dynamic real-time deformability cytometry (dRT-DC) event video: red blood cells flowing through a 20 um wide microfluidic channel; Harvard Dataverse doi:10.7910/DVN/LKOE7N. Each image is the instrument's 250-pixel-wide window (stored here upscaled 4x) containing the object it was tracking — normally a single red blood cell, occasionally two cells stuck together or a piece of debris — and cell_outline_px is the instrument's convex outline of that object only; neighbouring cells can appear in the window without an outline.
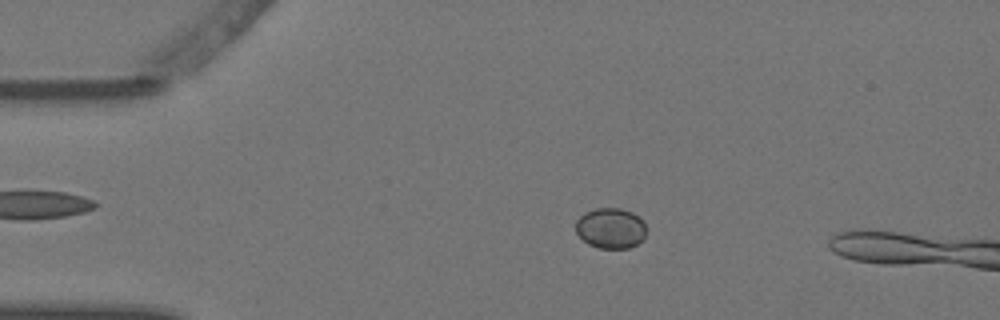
{"species": "Egyptian fruit bat (a non-hibernating species)", "species_latin": "Rousettus aegyptiacus", "temperature_condition": "warm", "stored_images_in_passage": 2, "camera_frame_rate_fps": 3000, "um_per_image_px": 0.085, "animal": {"sex": "female"}, "frame": {"image": 1, "passage_image": 1, "time_ms": 0.0, "image_size_px": [1000, 320], "cell_outline_px": [[648, 228], [644, 236], [636, 244], [628, 248], [600, 248], [588, 244], [576, 232], [576, 220], [584, 212], [596, 208], [620, 208], [632, 212], [644, 220]], "centroid_in_image_um": [51.92, 19.38], "position_along_channel_um": 33.1, "area_um2": 16.76}}